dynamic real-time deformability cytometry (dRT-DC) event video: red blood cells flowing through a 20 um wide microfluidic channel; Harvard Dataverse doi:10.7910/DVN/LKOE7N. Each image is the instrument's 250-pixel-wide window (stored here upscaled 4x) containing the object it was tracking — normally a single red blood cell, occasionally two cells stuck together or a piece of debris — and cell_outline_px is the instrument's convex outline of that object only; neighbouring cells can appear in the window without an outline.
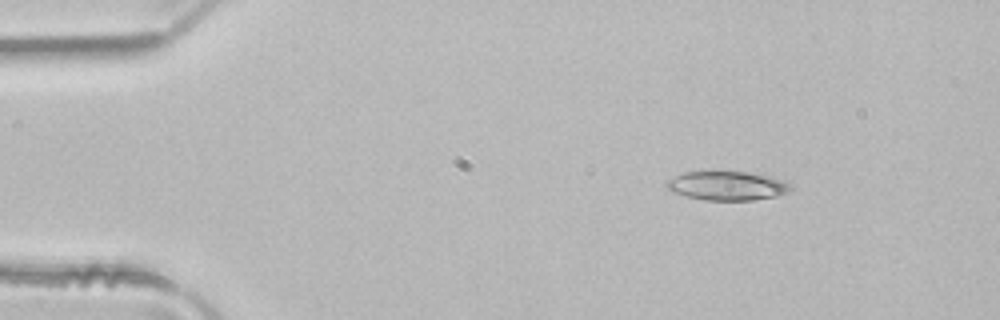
{"species": "common noctule bat (a hibernating species)", "species_latin": "Nyctalus noctula", "temperature_condition": "room temperature", "stored_images_in_passage": 4, "camera_frame_rate_fps": 3000, "um_per_image_px": 0.085, "animal": {"sex": "male", "body_mass_g": 21.5, "forearm_length_mm": 52.0}, "frame": {"image": 1, "passage_image": 2, "time_ms": 0.333, "image_size_px": [1000, 320], "cell_outline_px": [[796, 188], [788, 192], [776, 196], [752, 200], [704, 200], [672, 192], [664, 184], [668, 180], [684, 172], [748, 172], [780, 180], [792, 184]], "centroid_in_image_um": [61.82, 15.8], "position_along_channel_um": 23.2, "area_um2": 20.69}}
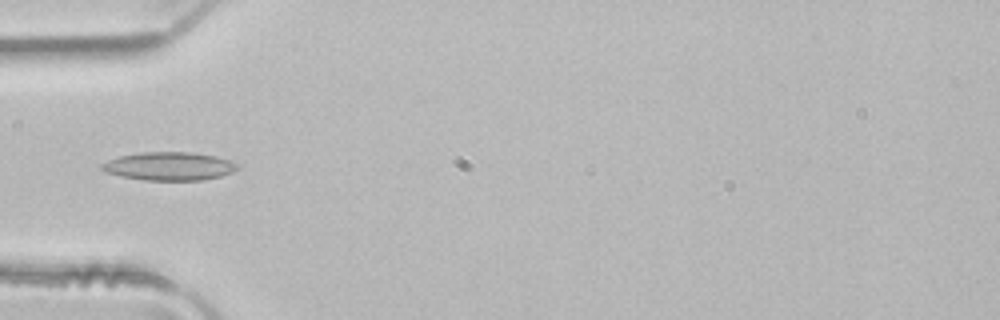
{"frame": {"image": 2, "passage_image": 4, "time_ms": 1.0, "image_size_px": [1000, 320], "cell_outline_px": [[240, 168], [232, 172], [220, 176], [200, 180], [144, 180], [120, 176], [104, 172], [100, 168], [100, 164], [108, 160], [120, 156], [140, 152], [192, 152], [216, 156], [240, 164]], "centroid_in_image_um": [14.37, 14.12], "position_along_channel_um": 70.6, "area_um2": 22.48}}